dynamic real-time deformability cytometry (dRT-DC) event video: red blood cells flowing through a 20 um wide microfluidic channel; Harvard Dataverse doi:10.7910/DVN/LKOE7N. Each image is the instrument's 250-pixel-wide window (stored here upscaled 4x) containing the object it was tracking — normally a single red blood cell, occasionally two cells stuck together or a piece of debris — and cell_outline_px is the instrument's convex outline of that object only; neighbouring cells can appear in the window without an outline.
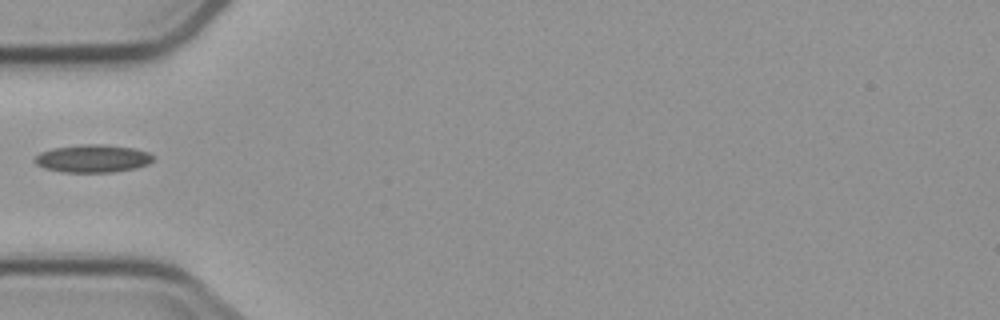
{"species": "common noctule bat (a hibernating species)", "species_latin": "Nyctalus noctula", "temperature_condition": "cold", "stored_images_in_passage": 3, "camera_frame_rate_fps": 3000, "um_per_image_px": 0.085, "animal": {"sex": "male", "body_mass_g": 23.1, "forearm_length_mm": 52.7}, "frame": {"image": 1, "passage_image": 2, "time_ms": 1.333, "image_size_px": [1000, 320], "cell_outline_px": [[156, 156], [148, 164], [136, 168], [112, 172], [64, 172], [44, 168], [36, 164], [32, 160], [40, 152], [52, 148], [80, 144], [104, 144], [132, 148], [148, 152]], "centroid_in_image_um": [7.87, 13.47], "position_along_channel_um": 77.1, "area_um2": 19.31}}
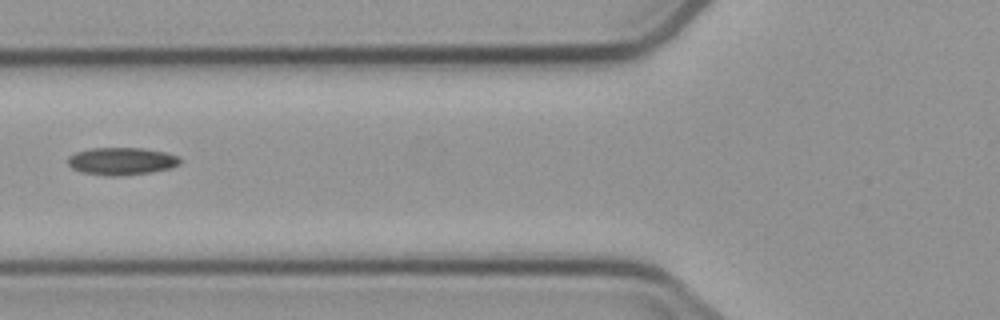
{"frame": {"image": 2, "passage_image": 3, "time_ms": 2.333, "image_size_px": [1000, 320], "cell_outline_px": [[184, 160], [180, 164], [172, 168], [152, 172], [116, 176], [108, 176], [80, 172], [72, 168], [68, 164], [68, 156], [76, 152], [92, 148], [144, 148], [164, 152], [180, 156]], "centroid_in_image_um": [10.38, 13.7], "position_along_channel_um": 115.4, "area_um2": 18.21}}